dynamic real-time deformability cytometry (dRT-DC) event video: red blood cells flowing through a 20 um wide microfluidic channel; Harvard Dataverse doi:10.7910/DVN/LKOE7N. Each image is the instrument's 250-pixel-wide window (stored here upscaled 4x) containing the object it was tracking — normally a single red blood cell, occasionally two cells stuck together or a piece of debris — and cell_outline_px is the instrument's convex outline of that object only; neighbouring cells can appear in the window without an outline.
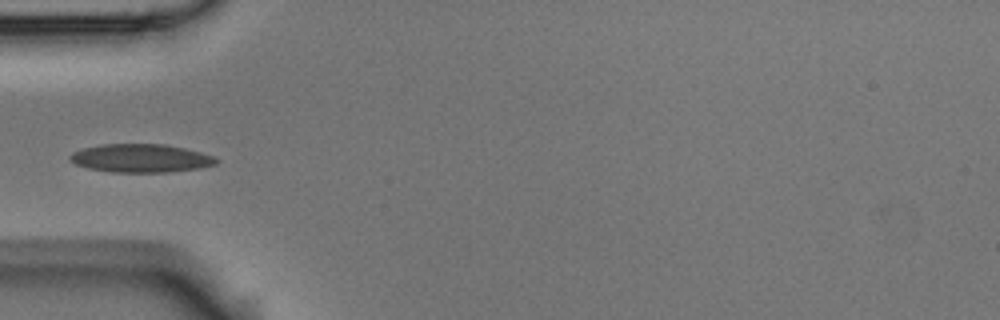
{"species": "Egyptian fruit bat (a non-hibernating species)", "species_latin": "Rousettus aegyptiacus", "temperature_condition": "room temperature", "stored_images_in_passage": 4, "camera_frame_rate_fps": 3000, "um_per_image_px": 0.085, "animal": {"sex": "male"}, "frame": {"image": 1, "passage_image": 4, "time_ms": 1.0, "image_size_px": [1000, 320], "cell_outline_px": [[220, 160], [216, 164], [200, 168], [168, 172], [112, 172], [88, 168], [76, 164], [68, 160], [68, 156], [72, 152], [84, 148], [100, 144], [164, 144], [184, 148], [200, 152], [212, 156]], "centroid_in_image_um": [11.95, 13.45], "position_along_channel_um": 73.1, "area_um2": 24.16}}